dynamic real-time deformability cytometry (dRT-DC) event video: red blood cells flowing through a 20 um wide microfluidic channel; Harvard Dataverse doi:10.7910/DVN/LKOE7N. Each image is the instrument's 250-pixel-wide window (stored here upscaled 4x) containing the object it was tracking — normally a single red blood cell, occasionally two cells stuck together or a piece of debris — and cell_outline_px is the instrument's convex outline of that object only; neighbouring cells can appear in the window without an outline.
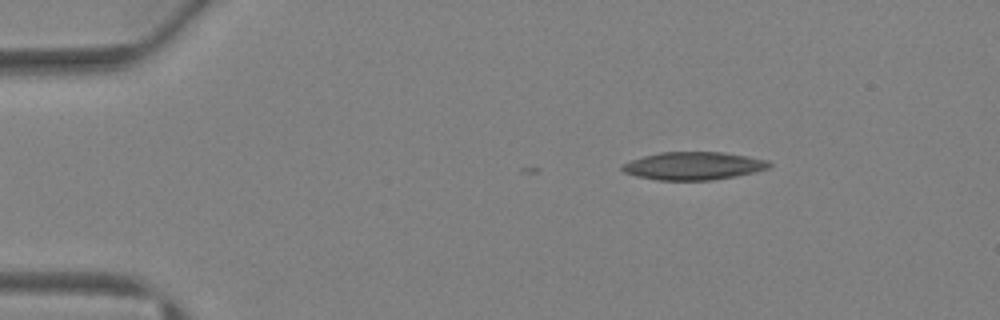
{"species": "Egyptian fruit bat (a non-hibernating species)", "species_latin": "Rousettus aegyptiacus", "temperature_condition": "warm", "stored_images_in_passage": 5, "camera_frame_rate_fps": 3000, "um_per_image_px": 0.085, "animal": {"sex": "female"}, "frame": {"image": 1, "passage_image": 1, "time_ms": 0.0, "image_size_px": [1000, 320], "cell_outline_px": [[772, 164], [768, 168], [756, 172], [736, 176], [712, 180], [656, 180], [636, 176], [624, 172], [620, 168], [620, 164], [644, 156], [660, 152], [724, 152], [748, 156], [768, 160]], "centroid_in_image_um": [58.95, 14.1], "position_along_channel_um": 26.1, "area_um2": 24.04}}